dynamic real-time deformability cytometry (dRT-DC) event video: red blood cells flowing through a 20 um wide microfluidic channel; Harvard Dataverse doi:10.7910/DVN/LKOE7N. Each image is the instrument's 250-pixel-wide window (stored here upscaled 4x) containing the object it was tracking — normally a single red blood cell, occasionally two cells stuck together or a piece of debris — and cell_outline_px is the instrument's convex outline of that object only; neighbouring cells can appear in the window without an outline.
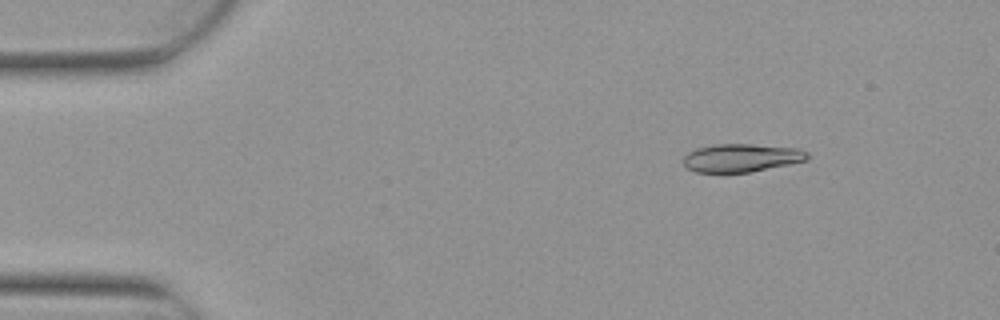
{"species": "Egyptian fruit bat (a non-hibernating species)", "species_latin": "Rousettus aegyptiacus", "temperature_condition": "warm", "stored_images_in_passage": 4, "camera_frame_rate_fps": 3000, "um_per_image_px": 0.085, "animal": {"sex": "female"}, "frame": {"image": 1, "passage_image": 2, "time_ms": 0.333, "image_size_px": [1000, 320], "cell_outline_px": [[808, 160], [752, 172], [696, 172], [688, 168], [684, 164], [684, 156], [688, 152], [696, 148], [712, 144], [752, 144], [796, 148], [808, 152]], "centroid_in_image_um": [63.02, 13.41], "position_along_channel_um": 22.0, "area_um2": 20.35}}